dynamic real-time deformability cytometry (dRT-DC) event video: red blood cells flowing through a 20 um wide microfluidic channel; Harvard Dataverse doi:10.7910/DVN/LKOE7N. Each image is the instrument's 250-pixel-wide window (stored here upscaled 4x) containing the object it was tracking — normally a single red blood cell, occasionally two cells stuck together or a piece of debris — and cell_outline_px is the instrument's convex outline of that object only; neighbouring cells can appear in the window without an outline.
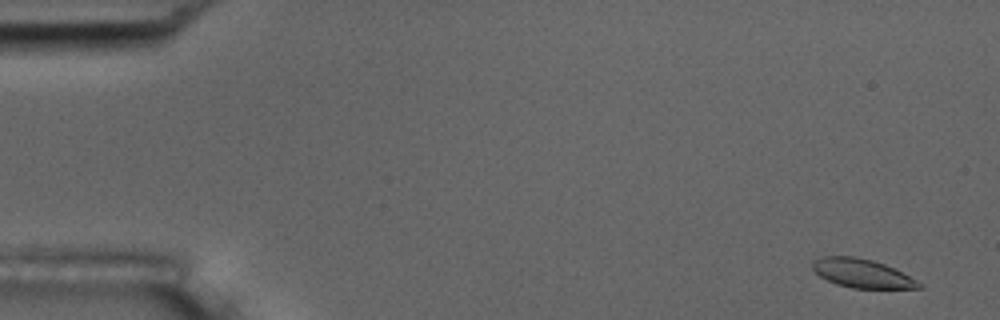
{"species": "common noctule bat (a hibernating species)", "species_latin": "Nyctalus noctula", "temperature_condition": "room temperature", "stored_images_in_passage": 4, "camera_frame_rate_fps": 3000, "um_per_image_px": 0.085, "animal": {"sex": "male", "body_mass_g": 17.5, "forearm_length_mm": 52.3}, "frame": {"image": 1, "passage_image": 1, "time_ms": 0.0, "image_size_px": [1000, 320], "cell_outline_px": [[924, 288], [852, 288], [836, 284], [820, 276], [812, 268], [812, 260], [820, 256], [852, 256], [872, 260], [884, 264], [924, 284]], "centroid_in_image_um": [73.24, 23.23], "position_along_channel_um": 11.8, "area_um2": 17.69}}